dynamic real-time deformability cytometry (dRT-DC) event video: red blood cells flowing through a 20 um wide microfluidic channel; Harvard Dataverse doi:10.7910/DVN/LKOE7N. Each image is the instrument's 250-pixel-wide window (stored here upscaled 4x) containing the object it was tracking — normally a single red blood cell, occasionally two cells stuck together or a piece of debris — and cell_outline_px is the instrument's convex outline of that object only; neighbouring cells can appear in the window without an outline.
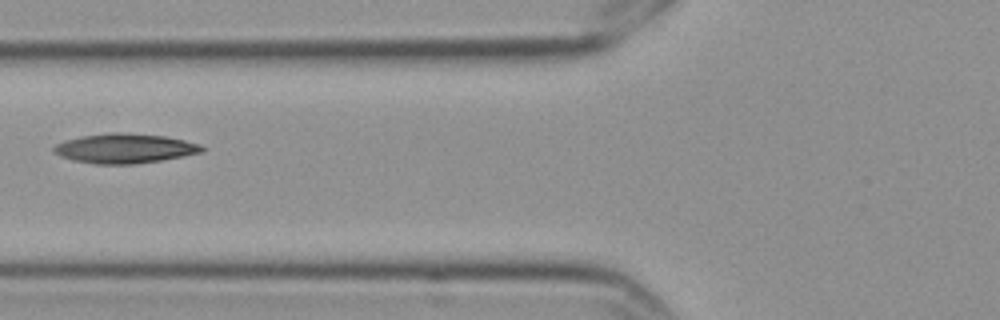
{"species": "Egyptian fruit bat (a non-hibernating species)", "species_latin": "Rousettus aegyptiacus", "temperature_condition": "cold", "stored_images_in_passage": 11, "camera_frame_rate_fps": 3000, "um_per_image_px": 0.085, "frame": {"image": 1, "passage_image": 2, "time_ms": 0.333, "image_size_px": [1000, 320], "cell_outline_px": [[204, 152], [184, 156], [160, 160], [132, 164], [96, 164], [72, 160], [60, 156], [52, 152], [52, 148], [56, 144], [64, 140], [80, 136], [112, 132], [128, 132], [164, 136], [184, 140], [200, 144], [204, 148]], "centroid_in_image_um": [10.57, 12.6], "position_along_channel_um": 115.2, "area_um2": 25.72}}
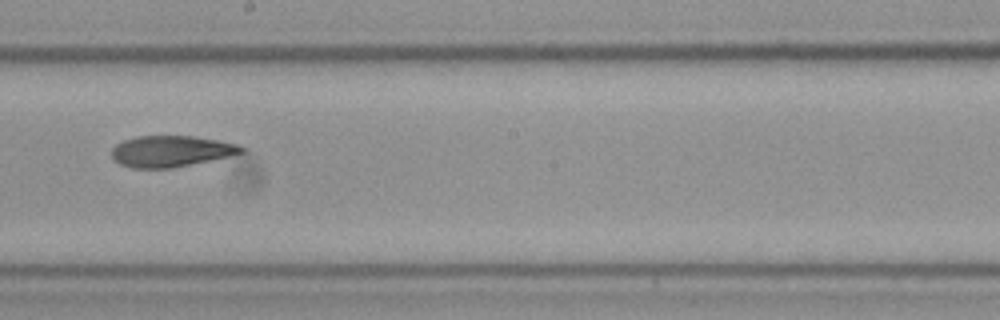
{"frame": {"image": 2, "passage_image": 5, "time_ms": 1.333, "image_size_px": [1000, 320], "cell_outline_px": [[244, 152], [228, 156], [172, 168], [132, 168], [120, 164], [112, 156], [112, 148], [116, 144], [124, 140], [136, 136], [192, 136], [220, 140], [236, 144], [244, 148]], "centroid_in_image_um": [14.51, 12.85], "position_along_channel_um": 233.7, "area_um2": 23.35}}
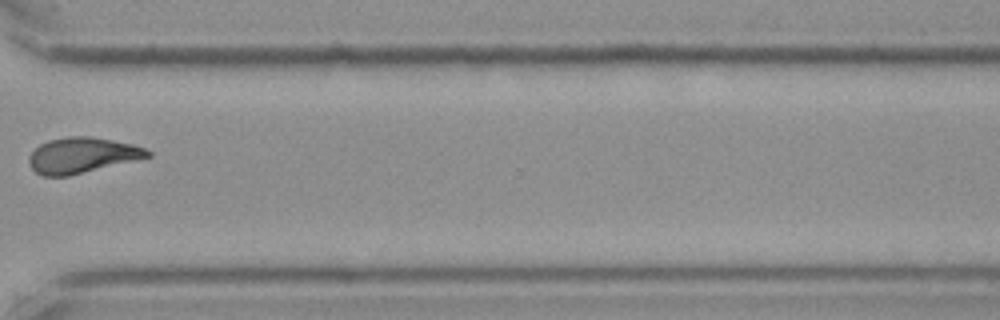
{"frame": {"image": 3, "passage_image": 8, "time_ms": 2.333, "image_size_px": [1000, 320], "cell_outline_px": [[152, 156], [68, 176], [44, 176], [36, 172], [28, 164], [28, 156], [40, 144], [48, 140], [68, 136], [88, 136], [112, 140], [132, 144], [144, 148], [152, 152]], "centroid_in_image_um": [6.95, 13.19], "position_along_channel_um": 363.6, "area_um2": 24.45}}